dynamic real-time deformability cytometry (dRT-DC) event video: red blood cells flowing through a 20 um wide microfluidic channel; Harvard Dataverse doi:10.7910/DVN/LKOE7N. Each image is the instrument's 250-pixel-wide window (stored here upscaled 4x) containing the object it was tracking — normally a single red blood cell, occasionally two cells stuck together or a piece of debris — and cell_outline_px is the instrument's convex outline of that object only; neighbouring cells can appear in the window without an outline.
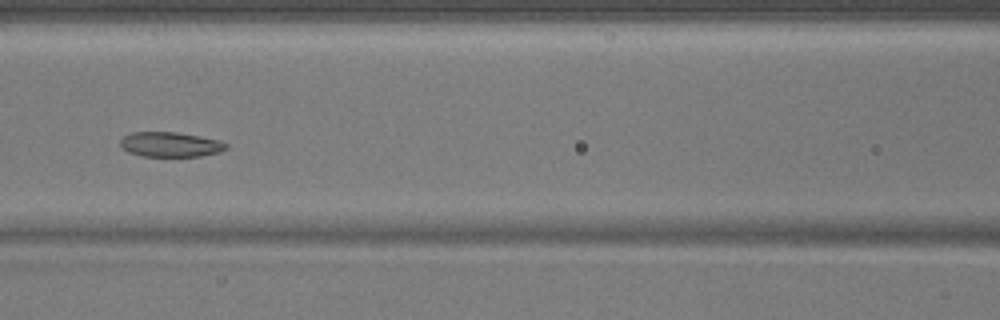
{"species": "common noctule bat (a hibernating species)", "species_latin": "Nyctalus noctula", "temperature_condition": "warm", "stored_images_in_passage": 51, "camera_frame_rate_fps": 3000, "um_per_image_px": 0.085, "animal": {"sex": "male", "body_mass_g": 17.9}, "frame": {"image": 1, "passage_image": 23, "time_ms": 7.333, "image_size_px": [1000, 320], "cell_outline_px": [[228, 148], [220, 152], [200, 156], [140, 156], [128, 152], [120, 144], [120, 140], [124, 136], [132, 132], [176, 132], [220, 140], [228, 144]], "centroid_in_image_um": [14.5, 12.28], "position_along_channel_um": 152.1, "area_um2": 15.32}}
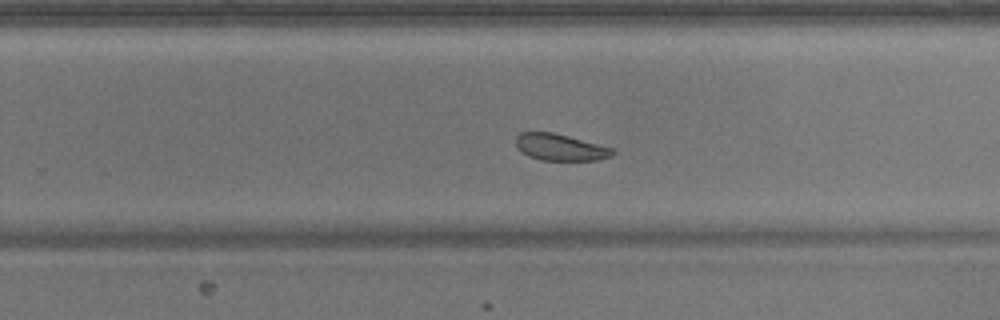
{"frame": {"image": 2, "passage_image": 33, "time_ms": 10.667, "image_size_px": [1000, 320], "cell_outline_px": [[616, 152], [612, 156], [596, 160], [540, 160], [528, 156], [516, 144], [516, 136], [520, 132], [552, 132], [616, 148]], "centroid_in_image_um": [47.68, 12.51], "position_along_channel_um": 282.1, "area_um2": 15.03}}
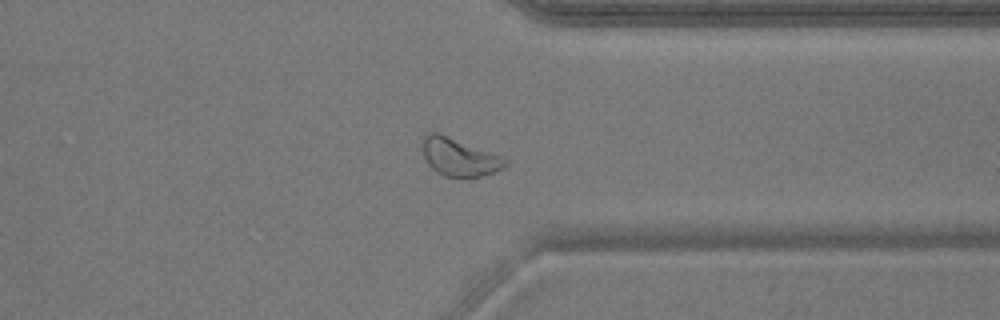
{"frame": {"image": 3, "passage_image": 40, "time_ms": 13.0, "image_size_px": [1000, 320], "cell_outline_px": [[508, 164], [504, 168], [480, 176], [444, 176], [436, 172], [428, 164], [424, 156], [424, 136], [428, 132], [440, 132], [504, 156], [508, 160]], "centroid_in_image_um": [39.08, 13.32], "position_along_channel_um": 372.3, "area_um2": 18.32}}